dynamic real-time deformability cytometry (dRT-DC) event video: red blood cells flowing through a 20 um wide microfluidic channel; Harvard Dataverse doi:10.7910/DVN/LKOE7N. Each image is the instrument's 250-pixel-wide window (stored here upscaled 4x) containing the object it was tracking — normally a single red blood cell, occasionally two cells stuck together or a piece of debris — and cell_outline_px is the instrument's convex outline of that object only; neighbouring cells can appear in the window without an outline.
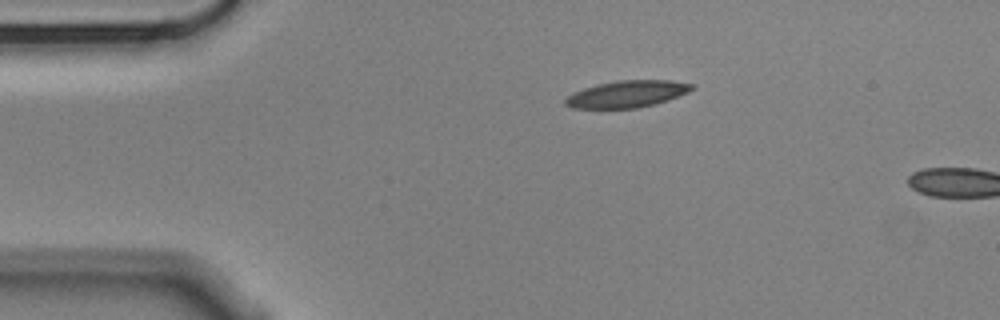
{"species": "Egyptian fruit bat (a non-hibernating species)", "species_latin": "Rousettus aegyptiacus", "temperature_condition": "cold", "stored_images_in_passage": 3, "camera_frame_rate_fps": 3000, "um_per_image_px": 0.085, "animal": {"sex": "male"}, "frame": {"image": 1, "passage_image": 1, "time_ms": 0.0, "image_size_px": [1000, 320], "cell_outline_px": [[696, 84], [688, 92], [668, 100], [636, 108], [572, 108], [564, 104], [564, 100], [572, 92], [596, 84], [620, 80], [672, 80]], "centroid_in_image_um": [53.28, 7.98], "position_along_channel_um": 31.7, "area_um2": 19.77}}